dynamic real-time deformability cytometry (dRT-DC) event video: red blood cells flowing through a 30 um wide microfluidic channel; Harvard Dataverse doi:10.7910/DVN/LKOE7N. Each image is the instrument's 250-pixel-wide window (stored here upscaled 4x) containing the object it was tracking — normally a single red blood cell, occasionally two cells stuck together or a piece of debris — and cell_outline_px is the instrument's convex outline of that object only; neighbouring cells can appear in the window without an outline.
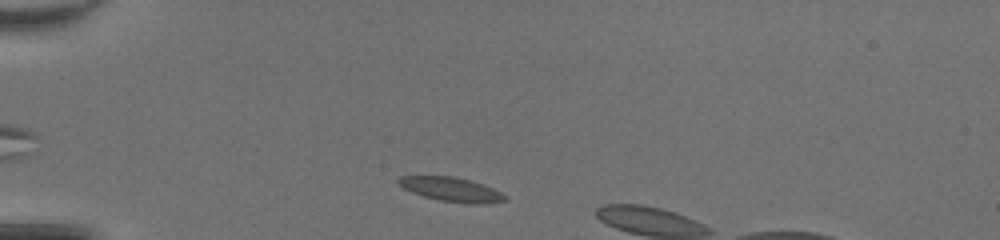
{"species": "common noctule bat (a hibernating species)", "species_latin": "Nyctalus noctula", "temperature_condition": "room temperature", "stored_images_in_passage": 5, "camera_frame_rate_fps": 3000, "um_per_image_px": 0.085, "animal": {"sex": "female", "body_mass_g": 20.0, "forearm_length_mm": 54.0}, "frame": {"image": 1, "passage_image": 3, "time_ms": 0.667, "image_size_px": [1000, 240], "cell_outline_px": [[508, 200], [488, 204], [472, 204], [440, 200], [424, 196], [412, 192], [404, 188], [396, 180], [400, 176], [452, 176], [472, 180], [484, 184], [508, 196]], "centroid_in_image_um": [38.43, 16.1], "position_along_channel_um": 46.6, "area_um2": 15.09}}